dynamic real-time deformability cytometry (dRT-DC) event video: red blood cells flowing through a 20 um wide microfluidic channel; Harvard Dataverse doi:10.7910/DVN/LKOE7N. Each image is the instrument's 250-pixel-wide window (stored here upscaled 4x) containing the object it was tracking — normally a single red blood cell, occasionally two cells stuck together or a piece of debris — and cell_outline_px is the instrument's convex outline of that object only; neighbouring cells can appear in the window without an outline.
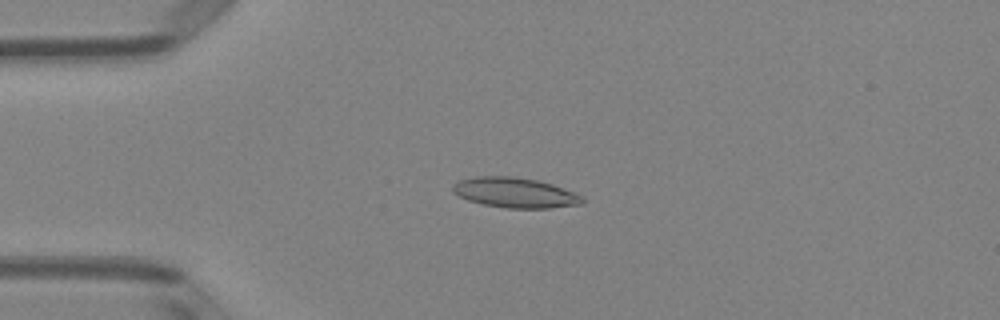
{"species": "Egyptian fruit bat (a non-hibernating species)", "species_latin": "Rousettus aegyptiacus", "temperature_condition": "room temperature", "stored_images_in_passage": 51, "camera_frame_rate_fps": 3000, "um_per_image_px": 0.085, "animal": {"sex": "female"}, "frame": {"image": 1, "passage_image": 13, "time_ms": 4.0, "image_size_px": [1000, 320], "cell_outline_px": [[584, 204], [548, 208], [504, 208], [484, 204], [468, 200], [452, 192], [452, 184], [460, 180], [476, 176], [516, 176], [536, 180], [552, 184], [584, 196]], "centroid_in_image_um": [43.78, 16.37], "position_along_channel_um": 41.2, "area_um2": 22.83}}
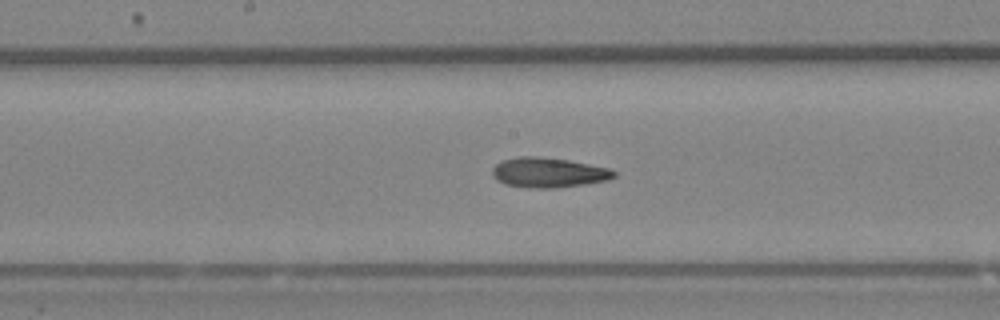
{"frame": {"image": 2, "passage_image": 27, "time_ms": 8.667, "image_size_px": [1000, 320], "cell_outline_px": [[616, 176], [608, 180], [584, 184], [556, 188], [528, 188], [504, 184], [496, 180], [492, 176], [492, 168], [500, 160], [520, 156], [536, 156], [568, 160], [612, 168], [616, 172]], "centroid_in_image_um": [46.61, 14.66], "position_along_channel_um": 201.6, "area_um2": 21.5}}
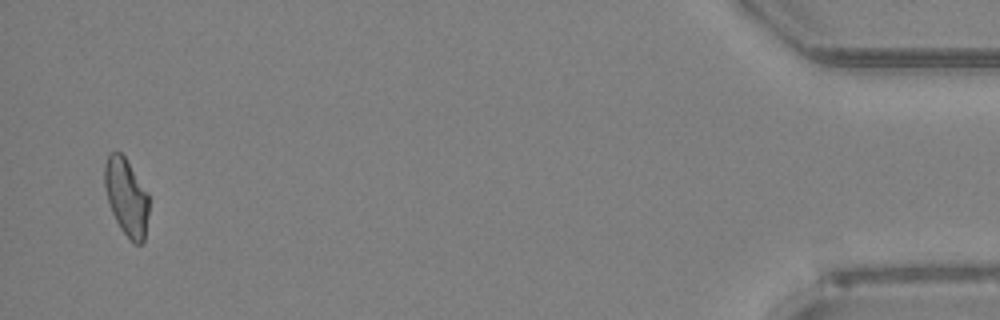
{"frame": {"image": 3, "passage_image": 50, "time_ms": 16.333, "image_size_px": [1000, 320], "cell_outline_px": [[148, 212], [144, 240], [140, 244], [136, 244], [120, 228], [112, 212], [108, 200], [104, 184], [104, 164], [108, 152], [120, 152], [124, 156], [148, 192]], "centroid_in_image_um": [10.73, 16.7], "position_along_channel_um": 424.5, "area_um2": 19.71}, "authors_computed_cell_mechanics": {"area_um2": 21.0392, "velocity_mm_per_s": 3.9932, "shape_relaxation_time_tau1_ms": 9.9808, "shape_relaxation_time_tau2_ms": 4.4493, "deformation_change_tau1": 0.1947, "deformation_change_tau2": 0.1172}}